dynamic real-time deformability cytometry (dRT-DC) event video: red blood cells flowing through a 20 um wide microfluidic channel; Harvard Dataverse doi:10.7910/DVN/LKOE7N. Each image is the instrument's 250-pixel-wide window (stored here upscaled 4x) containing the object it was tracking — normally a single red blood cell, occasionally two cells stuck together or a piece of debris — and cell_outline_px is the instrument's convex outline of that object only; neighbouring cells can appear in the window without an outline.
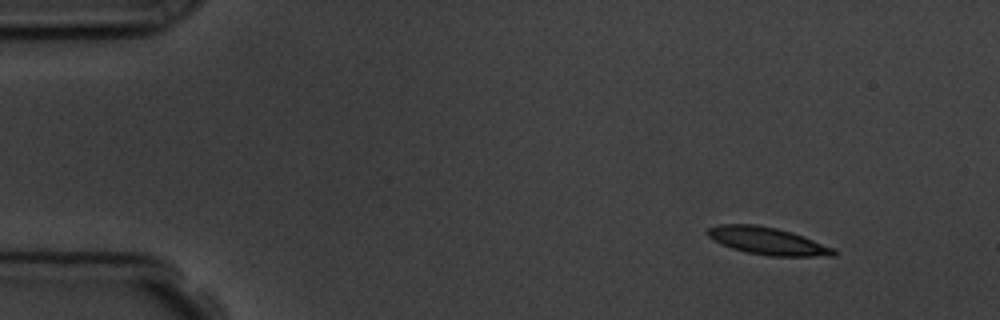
{"species": "common noctule bat (a hibernating species)", "species_latin": "Nyctalus noctula", "temperature_condition": "room temperature", "stored_images_in_passage": 4, "camera_frame_rate_fps": 3000, "um_per_image_px": 0.085, "animal": {"sex": "male", "body_mass_g": 19.5, "forearm_length_mm": 54.6}, "frame": {"image": 1, "passage_image": 1, "time_ms": 0.0, "image_size_px": [1000, 320], "cell_outline_px": [[836, 256], [768, 256], [748, 252], [732, 248], [720, 244], [708, 236], [704, 232], [708, 228], [720, 224], [756, 224], [776, 228], [792, 232], [804, 236], [836, 248]], "centroid_in_image_um": [65.26, 20.48], "position_along_channel_um": 19.7, "area_um2": 20.29}}
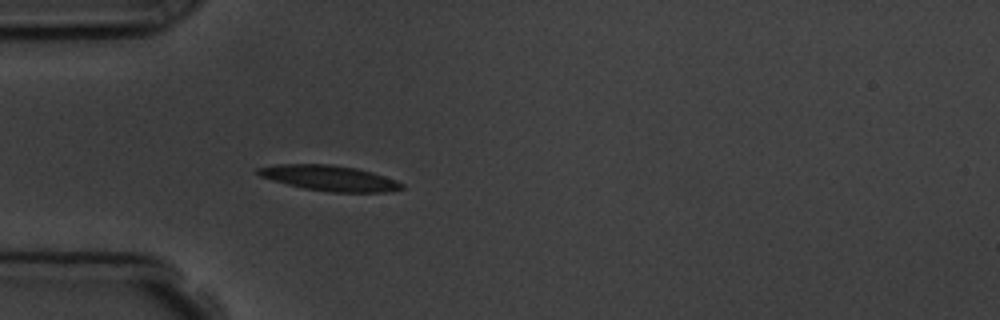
{"frame": {"image": 2, "passage_image": 4, "time_ms": 3.333, "image_size_px": [1000, 320], "cell_outline_px": [[404, 188], [388, 192], [332, 192], [304, 188], [272, 180], [260, 176], [256, 172], [256, 168], [276, 164], [328, 164], [356, 168], [372, 172], [396, 180], [404, 184]], "centroid_in_image_um": [28.01, 15.13], "position_along_channel_um": 57.0, "area_um2": 21.21}}